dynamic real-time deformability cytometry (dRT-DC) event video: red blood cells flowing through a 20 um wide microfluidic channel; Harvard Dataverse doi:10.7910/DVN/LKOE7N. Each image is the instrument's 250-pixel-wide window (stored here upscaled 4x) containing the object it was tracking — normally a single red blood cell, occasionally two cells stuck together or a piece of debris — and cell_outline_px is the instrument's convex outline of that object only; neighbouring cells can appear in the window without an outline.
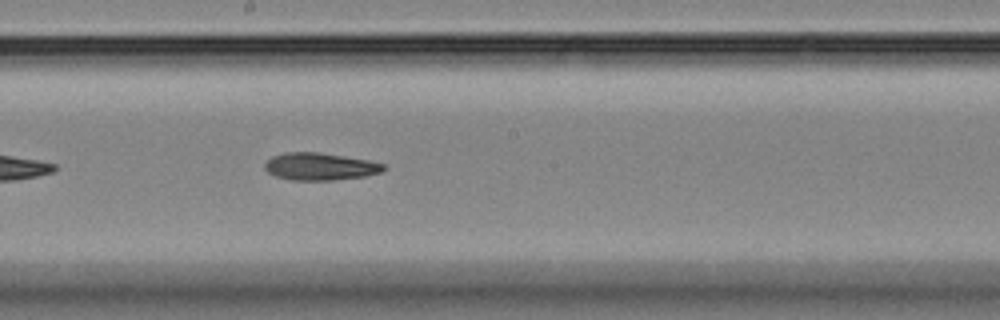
{"species": "Egyptian fruit bat (a non-hibernating species)", "species_latin": "Rousettus aegyptiacus", "temperature_condition": "room temperature", "stored_images_in_passage": 25, "camera_frame_rate_fps": 3000, "um_per_image_px": 0.085, "animal": {"sex": "female"}, "frame": {"image": 1, "passage_image": 15, "time_ms": 4.667, "image_size_px": [1000, 320], "cell_outline_px": [[388, 168], [380, 172], [364, 176], [332, 180], [292, 180], [276, 176], [268, 172], [264, 168], [264, 164], [272, 156], [284, 152], [316, 152], [344, 156], [368, 160], [384, 164]], "centroid_in_image_um": [27.19, 14.15], "position_along_channel_um": 221.0, "area_um2": 18.84}}
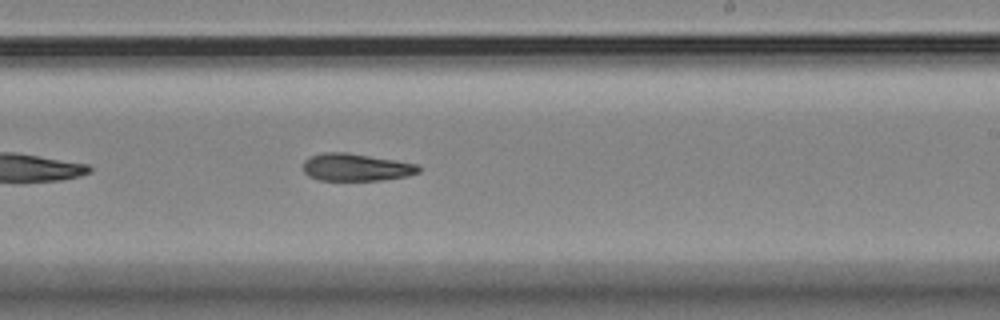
{"frame": {"image": 2, "passage_image": 18, "time_ms": 5.667, "image_size_px": [1000, 320], "cell_outline_px": [[420, 172], [408, 176], [380, 180], [320, 180], [308, 176], [304, 172], [304, 160], [312, 156], [324, 152], [348, 152], [420, 164]], "centroid_in_image_um": [30.3, 14.21], "position_along_channel_um": 258.7, "area_um2": 18.55}}
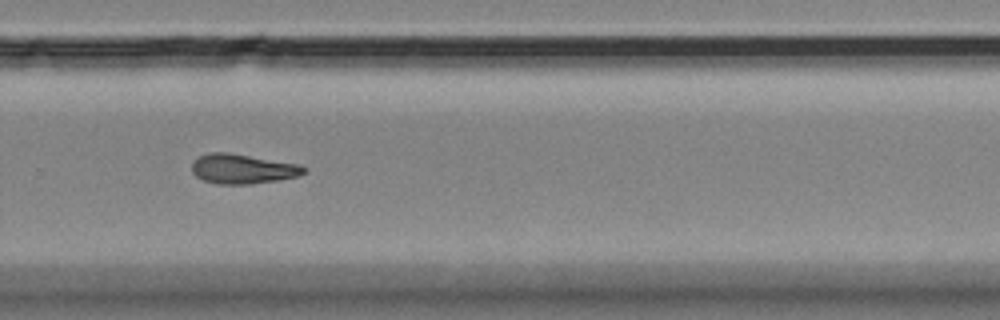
{"frame": {"image": 3, "passage_image": 22, "time_ms": 7.0, "image_size_px": [1000, 320], "cell_outline_px": [[308, 172], [300, 176], [280, 180], [252, 184], [216, 184], [204, 180], [196, 176], [192, 172], [192, 160], [208, 152], [228, 152], [300, 164], [308, 168]], "centroid_in_image_um": [20.67, 14.35], "position_along_channel_um": 309.1, "area_um2": 19.77}}